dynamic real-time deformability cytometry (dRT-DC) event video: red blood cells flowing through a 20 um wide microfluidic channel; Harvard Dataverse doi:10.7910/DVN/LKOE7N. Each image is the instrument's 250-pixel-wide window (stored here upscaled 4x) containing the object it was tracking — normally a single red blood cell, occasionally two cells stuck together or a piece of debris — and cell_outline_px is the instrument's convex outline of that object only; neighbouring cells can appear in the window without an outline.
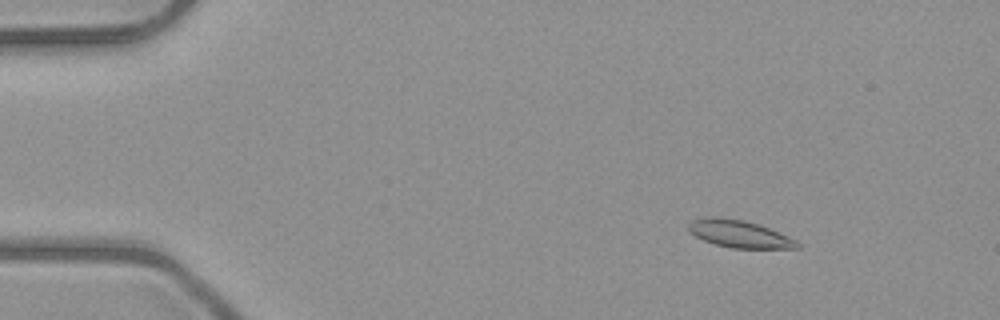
{"species": "common noctule bat (a hibernating species)", "species_latin": "Nyctalus noctula", "temperature_condition": "room temperature", "stored_images_in_passage": 12, "camera_frame_rate_fps": 3000, "um_per_image_px": 0.085, "animal": {"sex": "male", "body_mass_g": 23.1, "forearm_length_mm": 52.7}, "frame": {"image": 1, "passage_image": 8, "time_ms": 2.333, "image_size_px": [1000, 320], "cell_outline_px": [[800, 248], [732, 248], [716, 244], [704, 240], [688, 232], [688, 224], [692, 220], [708, 216], [712, 216], [744, 220], [768, 228], [788, 236], [796, 240], [800, 244]], "centroid_in_image_um": [62.82, 19.88], "position_along_channel_um": 22.2, "area_um2": 17.17}}